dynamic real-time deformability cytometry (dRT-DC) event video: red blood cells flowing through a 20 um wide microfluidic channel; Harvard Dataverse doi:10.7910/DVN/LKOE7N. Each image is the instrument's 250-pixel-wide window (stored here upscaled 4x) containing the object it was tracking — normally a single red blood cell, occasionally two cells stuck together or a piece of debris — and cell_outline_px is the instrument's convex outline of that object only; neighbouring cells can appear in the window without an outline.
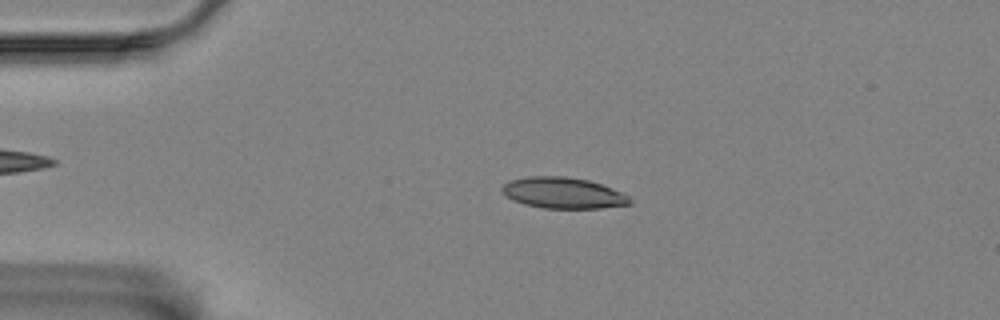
{"species": "Egyptian fruit bat (a non-hibernating species)", "species_latin": "Rousettus aegyptiacus", "temperature_condition": "room temperature", "stored_images_in_passage": 50, "camera_frame_rate_fps": 3000, "um_per_image_px": 0.085, "animal": {"sex": "female"}, "frame": {"image": 1, "passage_image": 5, "time_ms": 1.333, "image_size_px": [1000, 320], "cell_outline_px": [[632, 204], [600, 208], [544, 208], [524, 204], [512, 200], [500, 188], [508, 180], [528, 176], [564, 176], [588, 180], [612, 188], [628, 196], [632, 200]], "centroid_in_image_um": [47.86, 16.4], "position_along_channel_um": 37.1, "area_um2": 23.06}}
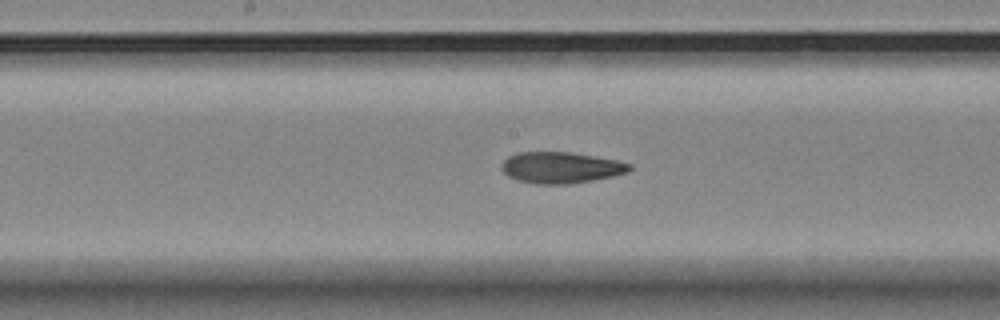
{"frame": {"image": 2, "passage_image": 22, "time_ms": 7.0, "image_size_px": [1000, 320], "cell_outline_px": [[632, 168], [628, 172], [612, 176], [572, 184], [536, 184], [516, 180], [508, 176], [500, 168], [500, 164], [508, 156], [516, 152], [572, 152], [616, 160], [632, 164]], "centroid_in_image_um": [47.64, 14.24], "position_along_channel_um": 200.6, "area_um2": 23.47}}
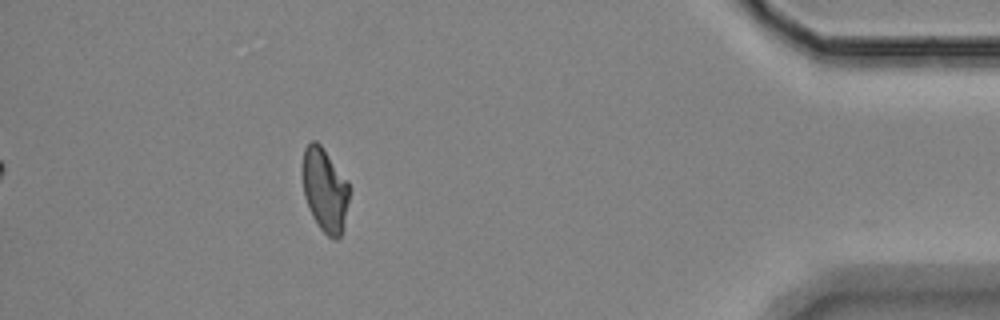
{"frame": {"image": 3, "passage_image": 44, "time_ms": 14.333, "image_size_px": [1000, 320], "cell_outline_px": [[348, 200], [344, 228], [340, 236], [336, 240], [332, 240], [320, 228], [312, 216], [308, 208], [304, 196], [300, 172], [304, 148], [312, 140], [316, 140], [320, 144], [348, 180]], "centroid_in_image_um": [27.58, 16.13], "position_along_channel_um": 407.6, "area_um2": 23.24}, "authors_computed_cell_mechanics": {"area_um2": 23.2934, "velocity_mm_per_s": 3.4861, "shape_relaxation_time_tau1_ms": null, "shape_relaxation_time_tau2_ms": 3.7499, "deformation_change_tau1": null, "deformation_change_tau2": 0.106}}